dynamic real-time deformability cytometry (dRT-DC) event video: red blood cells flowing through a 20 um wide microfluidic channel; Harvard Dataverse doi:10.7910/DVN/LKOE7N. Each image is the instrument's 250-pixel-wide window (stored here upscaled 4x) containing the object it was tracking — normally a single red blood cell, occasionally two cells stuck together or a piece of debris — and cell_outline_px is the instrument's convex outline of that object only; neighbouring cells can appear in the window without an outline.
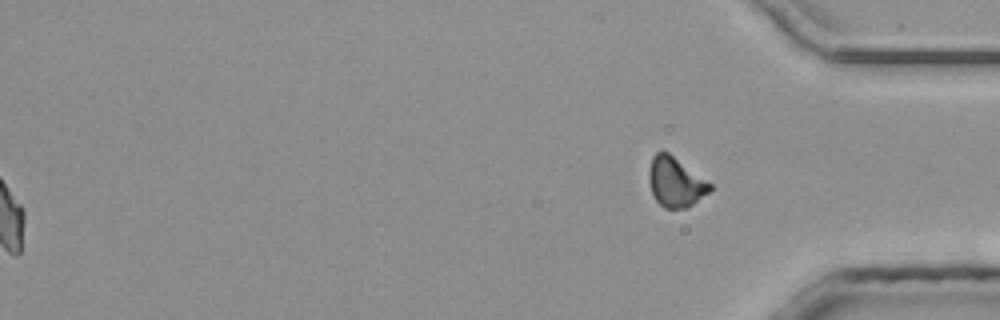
{"species": "common noctule bat (a hibernating species)", "species_latin": "Nyctalus noctula", "temperature_condition": "room temperature", "stored_images_in_passage": 49, "segment_of_instrument_passage": [2, 2], "camera_frame_rate_fps": 3000, "um_per_image_px": 0.085, "animal": {"sex": "male", "body_mass_g": 20.4}, "frame": {"image": 1, "passage_image": 49, "time_ms": 16.0, "image_size_px": [1000, 320], "cell_outline_px": [[712, 188], [708, 192], [692, 204], [684, 208], [664, 208], [656, 200], [652, 192], [648, 180], [648, 168], [652, 156], [656, 152], [668, 152], [712, 184]], "centroid_in_image_um": [57.38, 15.46], "position_along_channel_um": 377.8, "area_um2": 17.46}}